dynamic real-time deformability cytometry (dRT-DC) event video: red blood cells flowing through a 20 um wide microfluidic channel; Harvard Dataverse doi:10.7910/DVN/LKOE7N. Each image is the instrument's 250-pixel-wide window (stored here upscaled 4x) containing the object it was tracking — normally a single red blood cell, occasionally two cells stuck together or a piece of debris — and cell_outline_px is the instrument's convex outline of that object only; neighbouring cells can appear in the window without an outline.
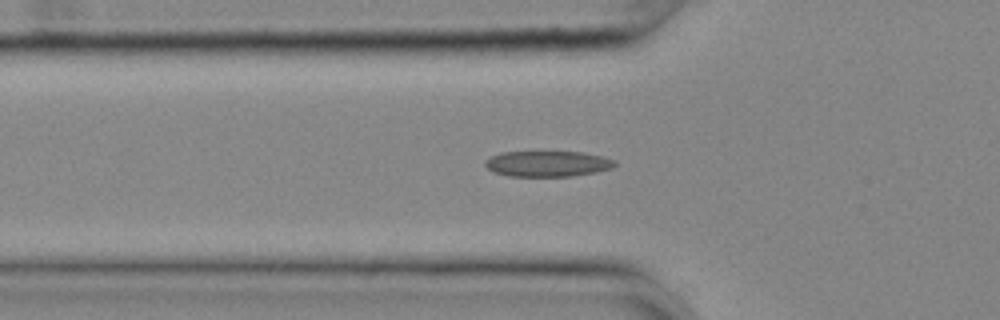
{"species": "common noctule bat (a hibernating species)", "species_latin": "Nyctalus noctula", "temperature_condition": "cold", "stored_images_in_passage": 48, "camera_frame_rate_fps": 3000, "um_per_image_px": 0.085, "animal": {"sex": "female", "body_mass_g": 25.1}, "frame": {"image": 1, "passage_image": 12, "time_ms": 3.667, "image_size_px": [1000, 320], "cell_outline_px": [[616, 164], [612, 168], [596, 172], [572, 176], [508, 176], [492, 172], [484, 164], [484, 160], [500, 152], [580, 152], [600, 156], [616, 160]], "centroid_in_image_um": [46.51, 13.92], "position_along_channel_um": 79.3, "area_um2": 19.42}}
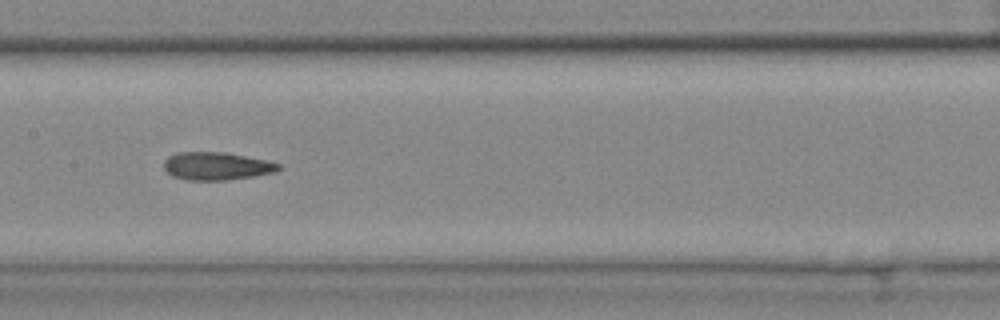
{"frame": {"image": 2, "passage_image": 21, "time_ms": 6.667, "image_size_px": [1000, 320], "cell_outline_px": [[280, 168], [276, 172], [228, 180], [188, 180], [172, 176], [164, 168], [164, 160], [168, 156], [180, 152], [224, 152], [268, 160], [280, 164]], "centroid_in_image_um": [18.41, 14.11], "position_along_channel_um": 189.0, "area_um2": 18.61}}
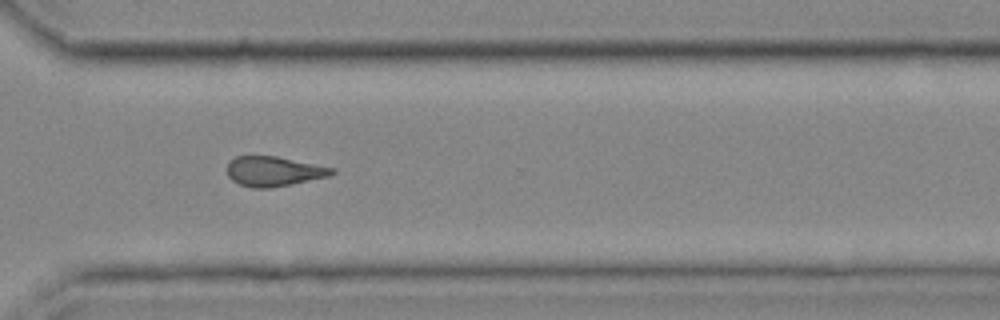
{"frame": {"image": 3, "passage_image": 34, "time_ms": 11.0, "image_size_px": [1000, 320], "cell_outline_px": [[336, 172], [332, 176], [292, 184], [268, 188], [252, 188], [240, 184], [232, 180], [228, 176], [228, 160], [236, 156], [276, 156], [336, 168]], "centroid_in_image_um": [23.31, 14.56], "position_along_channel_um": 347.3, "area_um2": 18.38}}